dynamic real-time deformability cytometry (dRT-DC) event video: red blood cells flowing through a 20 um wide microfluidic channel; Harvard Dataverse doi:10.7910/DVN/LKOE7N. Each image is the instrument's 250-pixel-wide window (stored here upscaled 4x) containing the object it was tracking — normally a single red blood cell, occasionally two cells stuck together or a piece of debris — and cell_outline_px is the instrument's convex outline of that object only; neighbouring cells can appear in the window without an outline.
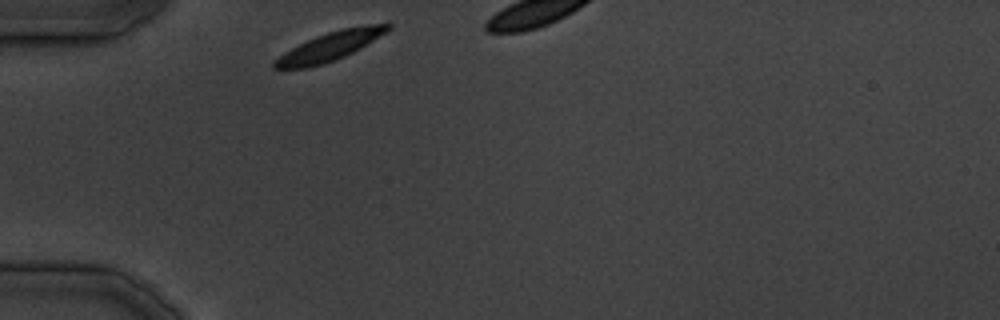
{"species": "common noctule bat (a hibernating species)", "species_latin": "Nyctalus noctula", "temperature_condition": "cold", "stored_images_in_passage": 6, "camera_frame_rate_fps": 3000, "um_per_image_px": 0.085, "animal": {"sex": "male", "body_mass_g": 19.5, "forearm_length_mm": 54.6}, "frame": {"image": 1, "passage_image": 1, "time_ms": 0.0, "image_size_px": [1000, 320], "cell_outline_px": [[392, 28], [352, 52], [344, 56], [324, 64], [308, 68], [272, 68], [272, 64], [284, 52], [316, 36], [328, 32], [344, 28], [364, 24], [388, 20], [392, 24]], "centroid_in_image_um": [28.12, 3.89], "position_along_channel_um": 56.9, "area_um2": 18.84}}